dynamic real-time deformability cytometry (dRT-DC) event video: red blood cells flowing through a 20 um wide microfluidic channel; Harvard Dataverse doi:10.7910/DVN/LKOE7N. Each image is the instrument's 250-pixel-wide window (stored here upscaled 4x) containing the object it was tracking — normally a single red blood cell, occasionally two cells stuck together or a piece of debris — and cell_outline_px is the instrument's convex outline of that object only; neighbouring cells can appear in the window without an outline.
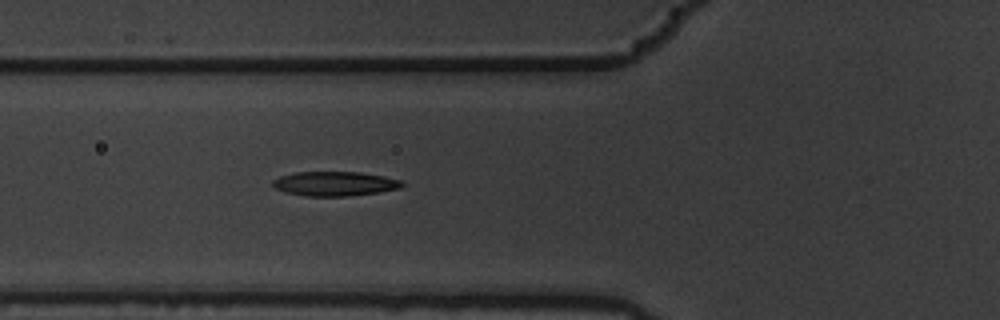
{"species": "common noctule bat (a hibernating species)", "species_latin": "Nyctalus noctula", "temperature_condition": "warm", "stored_images_in_passage": 4, "camera_frame_rate_fps": 3000, "um_per_image_px": 0.085, "animal": {"sex": "male", "body_mass_g": 19.5, "forearm_length_mm": 54.6}, "frame": {"image": 1, "passage_image": 4, "time_ms": 1.0, "image_size_px": [1000, 320], "cell_outline_px": [[404, 184], [400, 188], [376, 192], [348, 196], [304, 196], [284, 192], [276, 188], [272, 184], [272, 180], [280, 176], [296, 172], [360, 172], [384, 176], [400, 180]], "centroid_in_image_um": [28.42, 15.61], "position_along_channel_um": 97.4, "area_um2": 18.32}}